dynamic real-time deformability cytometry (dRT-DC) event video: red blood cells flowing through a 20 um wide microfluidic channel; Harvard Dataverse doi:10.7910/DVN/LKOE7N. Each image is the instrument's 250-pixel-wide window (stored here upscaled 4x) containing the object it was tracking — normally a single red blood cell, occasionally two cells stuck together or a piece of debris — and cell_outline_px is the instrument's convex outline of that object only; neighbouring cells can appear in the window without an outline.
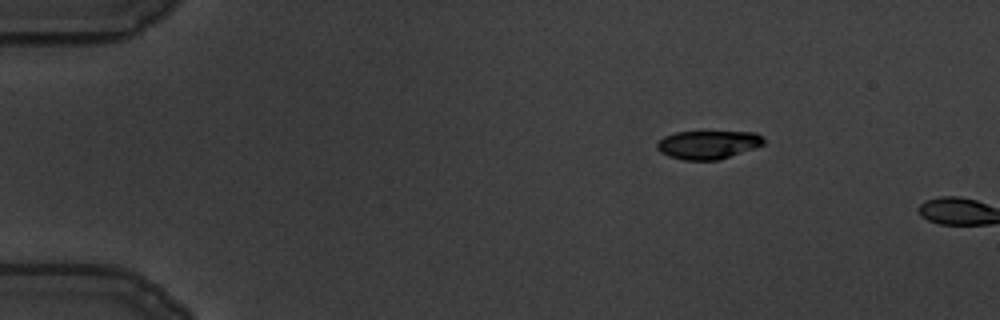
{"species": "common noctule bat (a hibernating species)", "species_latin": "Nyctalus noctula", "temperature_condition": "warm", "stored_images_in_passage": 3, "camera_frame_rate_fps": 3000, "um_per_image_px": 0.085, "animal": {"sex": "male", "body_mass_g": 19.5, "forearm_length_mm": 54.6}, "frame": {"image": 1, "passage_image": 1, "time_ms": 0.0, "image_size_px": [1000, 320], "cell_outline_px": [[764, 144], [720, 160], [684, 160], [668, 156], [660, 152], [656, 148], [656, 144], [664, 136], [676, 132], [756, 132], [764, 140]], "centroid_in_image_um": [60.15, 12.3], "position_along_channel_um": 24.9, "area_um2": 17.57}}